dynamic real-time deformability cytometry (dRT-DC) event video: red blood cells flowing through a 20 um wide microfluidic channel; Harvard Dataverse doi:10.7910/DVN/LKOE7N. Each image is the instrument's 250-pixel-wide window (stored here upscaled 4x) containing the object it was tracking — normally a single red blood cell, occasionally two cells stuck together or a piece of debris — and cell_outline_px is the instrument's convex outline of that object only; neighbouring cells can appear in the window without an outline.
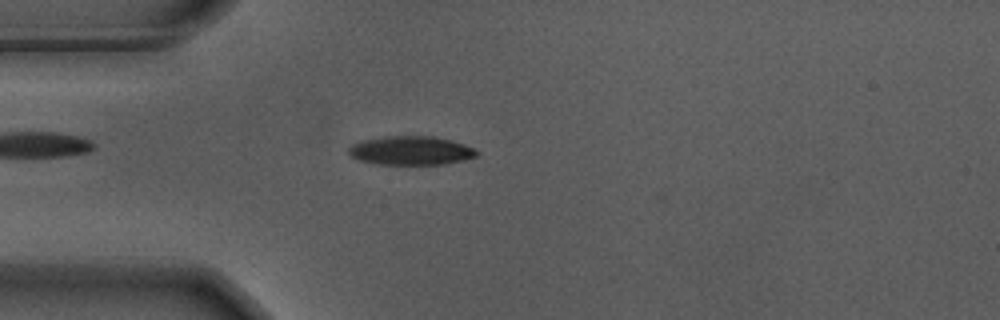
{"species": "Egyptian fruit bat (a non-hibernating species)", "species_latin": "Rousettus aegyptiacus", "temperature_condition": "warm", "stored_images_in_passage": 43, "camera_frame_rate_fps": 3000, "um_per_image_px": 0.085, "animal": {"sex": "male"}, "frame": {"image": 1, "passage_image": 3, "time_ms": 0.667, "image_size_px": [1000, 320], "cell_outline_px": [[480, 152], [476, 156], [464, 160], [444, 164], [376, 164], [360, 160], [352, 156], [348, 152], [348, 148], [352, 144], [360, 140], [388, 136], [432, 136], [452, 140], [476, 148]], "centroid_in_image_um": [34.95, 12.79], "position_along_channel_um": 50.0, "area_um2": 21.62}}
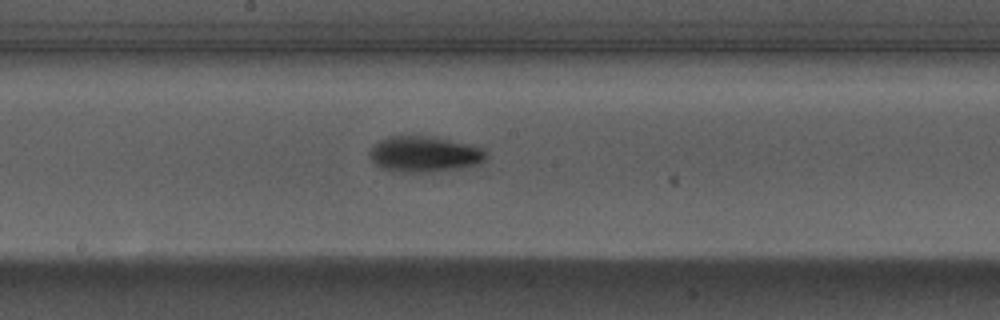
{"frame": {"image": 2, "passage_image": 17, "time_ms": 5.333, "image_size_px": [1000, 320], "cell_outline_px": [[484, 160], [480, 164], [460, 168], [420, 172], [392, 172], [376, 164], [368, 156], [368, 152], [380, 140], [388, 136], [436, 136], [480, 148], [484, 152]], "centroid_in_image_um": [36.01, 13.1], "position_along_channel_um": 212.2, "area_um2": 23.99}}
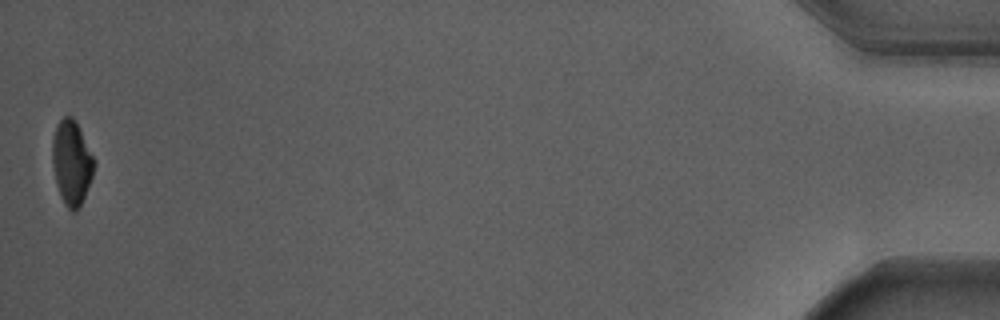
{"frame": {"image": 3, "passage_image": 43, "time_ms": 14.0, "image_size_px": [1000, 320], "cell_outline_px": [[96, 164], [92, 176], [84, 196], [76, 212], [72, 212], [64, 204], [60, 196], [56, 184], [52, 164], [52, 140], [56, 124], [64, 116], [72, 116]], "centroid_in_image_um": [6.05, 13.85], "position_along_channel_um": 429.1, "area_um2": 20.17}, "authors_computed_cell_mechanics": {"area_um2": 22.1952, "velocity_mm_per_s": 3.6959, "shape_relaxation_time_tau1_ms": 2.801, "shape_relaxation_time_tau2_ms": 3.3643, "deformation_change_tau1": 0.1883, "deformation_change_tau2": 0.0984}}